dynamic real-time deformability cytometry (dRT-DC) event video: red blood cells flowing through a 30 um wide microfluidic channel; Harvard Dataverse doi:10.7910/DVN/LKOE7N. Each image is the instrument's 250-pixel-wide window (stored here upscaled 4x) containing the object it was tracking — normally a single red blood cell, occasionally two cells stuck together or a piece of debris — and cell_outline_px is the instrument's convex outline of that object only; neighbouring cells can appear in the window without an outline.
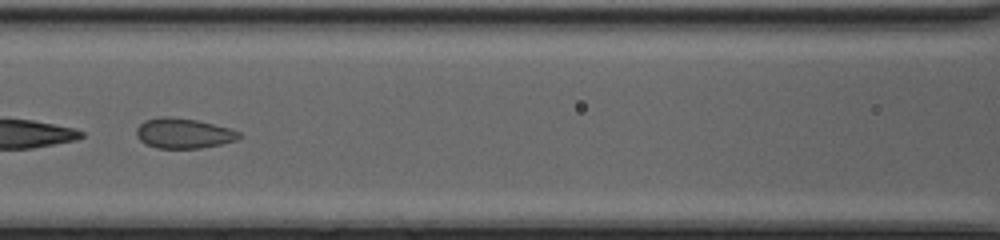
{"species": "common noctule bat (a hibernating species)", "species_latin": "Nyctalus noctula", "temperature_condition": "cold", "stored_images_in_passage": 50, "camera_frame_rate_fps": 3000, "um_per_image_px": 0.085, "animal": {"sex": "female", "body_mass_g": 20.0, "forearm_length_mm": 54.0}, "frame": {"image": 1, "passage_image": 26, "time_ms": 8.333, "image_size_px": [1000, 240], "cell_outline_px": [[240, 136], [236, 140], [220, 144], [200, 148], [156, 148], [144, 144], [136, 136], [136, 128], [144, 120], [160, 116], [168, 116], [196, 120], [228, 128], [240, 132]], "centroid_in_image_um": [15.53, 11.33], "position_along_channel_um": 151.1, "area_um2": 17.98}}
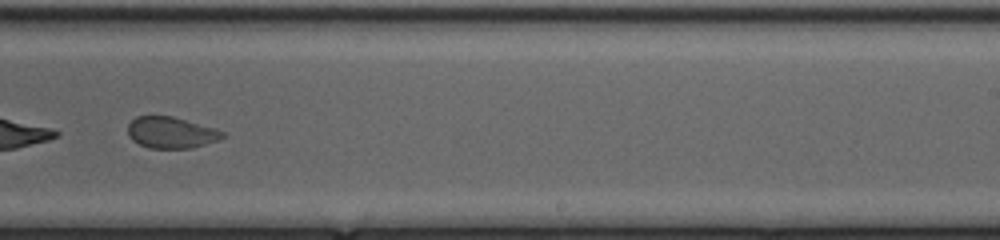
{"frame": {"image": 2, "passage_image": 35, "time_ms": 11.333, "image_size_px": [1000, 240], "cell_outline_px": [[224, 136], [216, 140], [192, 148], [148, 148], [132, 140], [128, 136], [128, 124], [136, 116], [172, 116], [216, 128], [224, 132]], "centroid_in_image_um": [14.52, 11.26], "position_along_channel_um": 274.5, "area_um2": 17.22}}
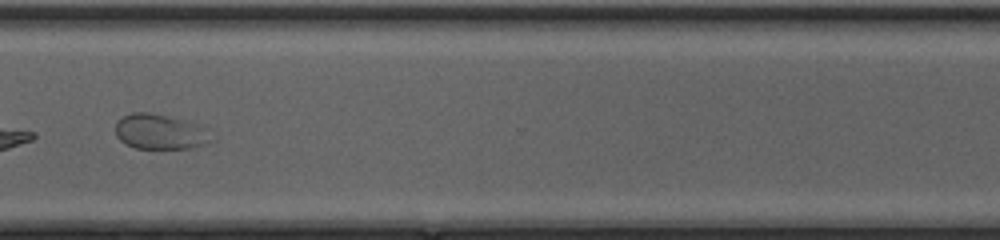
{"frame": {"image": 3, "passage_image": 41, "time_ms": 13.333, "image_size_px": [1000, 240], "cell_outline_px": [[212, 140], [188, 148], [136, 148], [124, 144], [116, 136], [116, 120], [132, 112], [148, 112], [184, 120], [200, 124]], "centroid_in_image_um": [13.51, 11.19], "position_along_channel_um": 357.1, "area_um2": 19.25}}